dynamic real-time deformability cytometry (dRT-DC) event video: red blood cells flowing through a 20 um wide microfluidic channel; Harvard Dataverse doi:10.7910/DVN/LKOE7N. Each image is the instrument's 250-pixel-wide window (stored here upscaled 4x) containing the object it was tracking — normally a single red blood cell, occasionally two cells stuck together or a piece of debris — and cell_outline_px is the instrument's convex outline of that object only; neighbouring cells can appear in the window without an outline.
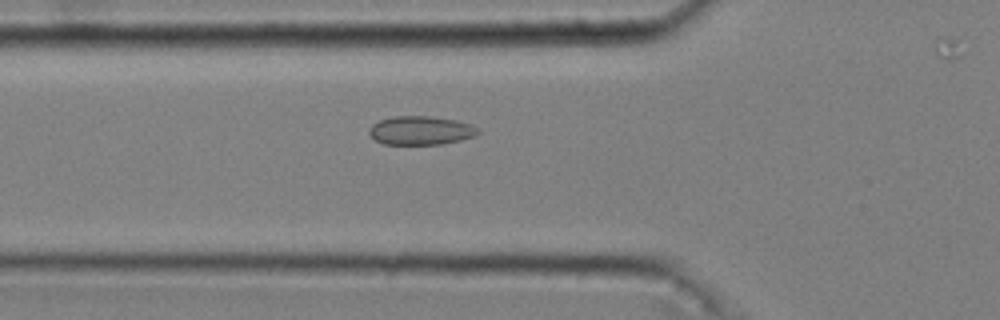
{"species": "common noctule bat (a hibernating species)", "species_latin": "Nyctalus noctula", "temperature_condition": "cold", "stored_images_in_passage": 31, "camera_frame_rate_fps": 3000, "um_per_image_px": 0.085, "animal": {"sex": "male", "body_mass_g": 20.4}, "frame": {"image": 1, "passage_image": 2, "time_ms": 0.333, "image_size_px": [1000, 320], "cell_outline_px": [[480, 132], [476, 136], [460, 140], [440, 144], [384, 144], [376, 140], [368, 132], [368, 128], [372, 124], [380, 120], [396, 116], [428, 116], [456, 120], [472, 124]], "centroid_in_image_um": [35.77, 11.09], "position_along_channel_um": 90.0, "area_um2": 18.15}}
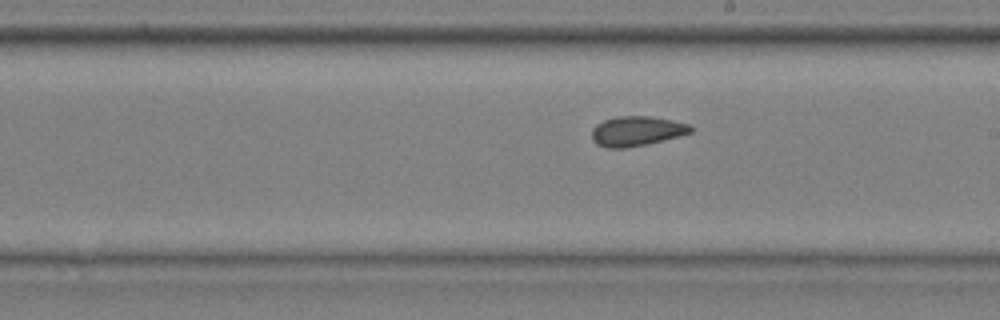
{"frame": {"image": 2, "passage_image": 14, "time_ms": 4.333, "image_size_px": [1000, 320], "cell_outline_px": [[696, 128], [692, 132], [680, 136], [644, 144], [624, 148], [608, 148], [596, 144], [592, 140], [592, 128], [596, 124], [604, 120], [616, 116], [652, 116], [672, 120], [688, 124]], "centroid_in_image_um": [54.12, 11.13], "position_along_channel_um": 234.9, "area_um2": 17.22}}
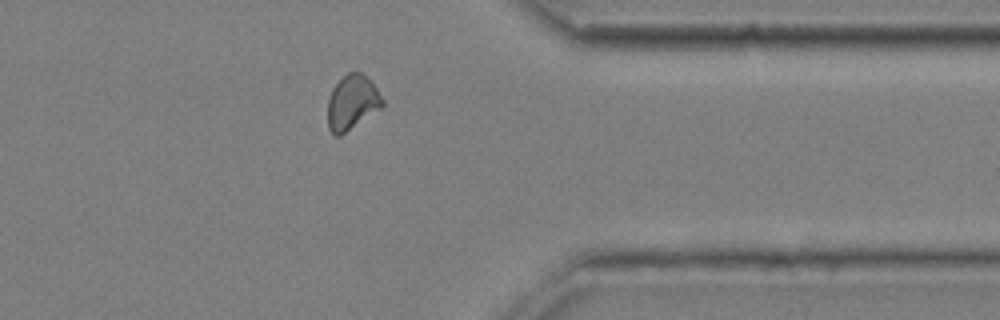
{"frame": {"image": 3, "passage_image": 27, "time_ms": 8.667, "image_size_px": [1000, 320], "cell_outline_px": [[384, 104], [380, 108], [340, 136], [336, 136], [328, 128], [328, 100], [332, 88], [348, 72], [360, 72], [372, 80], [384, 100]], "centroid_in_image_um": [29.93, 8.69], "position_along_channel_um": 381.5, "area_um2": 17.28}}